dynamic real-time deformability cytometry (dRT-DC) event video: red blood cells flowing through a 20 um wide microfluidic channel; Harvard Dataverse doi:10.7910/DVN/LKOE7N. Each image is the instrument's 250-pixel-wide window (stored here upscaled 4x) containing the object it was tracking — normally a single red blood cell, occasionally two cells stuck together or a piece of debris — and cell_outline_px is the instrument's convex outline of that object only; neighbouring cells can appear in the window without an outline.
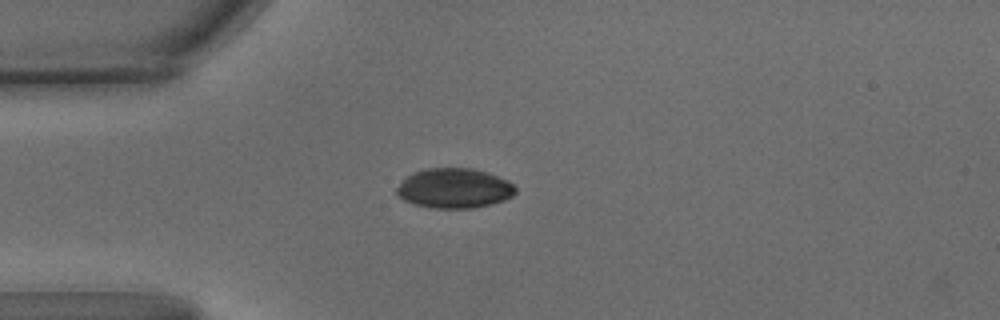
{"species": "common noctule bat (a hibernating species)", "species_latin": "Nyctalus noctula", "temperature_condition": "warm", "stored_images_in_passage": 45, "camera_frame_rate_fps": 3000, "um_per_image_px": 0.085, "animal": {"sex": "male", "body_mass_g": 15.6}, "frame": {"image": 1, "passage_image": 1, "time_ms": 0.0, "image_size_px": [1000, 320], "cell_outline_px": [[516, 192], [512, 196], [504, 200], [472, 208], [436, 208], [416, 204], [404, 200], [396, 192], [396, 188], [412, 172], [424, 168], [472, 168], [488, 172], [508, 180], [516, 188]], "centroid_in_image_um": [38.63, 15.98], "position_along_channel_um": 46.4, "area_um2": 27.4}}
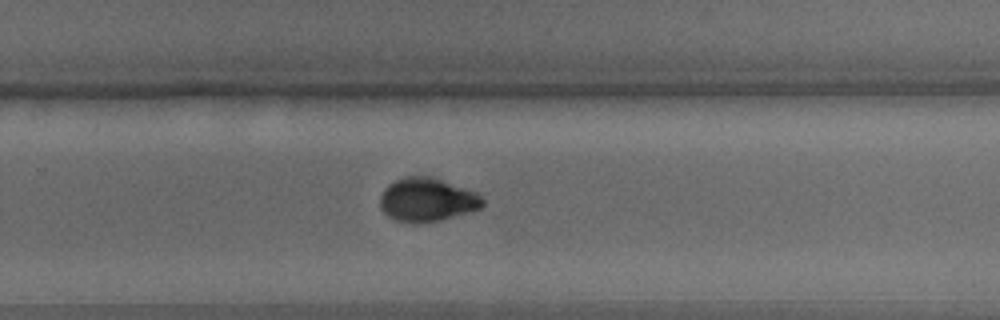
{"frame": {"image": 2, "passage_image": 24, "time_ms": 7.667, "image_size_px": [1000, 320], "cell_outline_px": [[484, 204], [480, 208], [468, 212], [440, 220], [416, 224], [412, 224], [396, 220], [388, 216], [380, 208], [380, 196], [384, 188], [388, 184], [404, 176], [432, 176], [476, 192], [484, 200]], "centroid_in_image_um": [36.27, 16.98], "position_along_channel_um": 293.5, "area_um2": 26.18}}
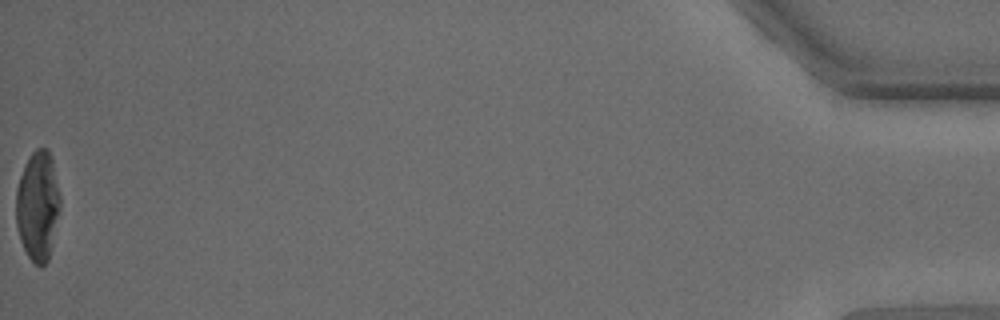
{"frame": {"image": 3, "passage_image": 45, "time_ms": 14.667, "image_size_px": [1000, 320], "cell_outline_px": [[60, 208], [52, 244], [48, 260], [40, 268], [28, 256], [20, 240], [16, 224], [16, 188], [24, 164], [32, 152], [36, 148], [48, 148], [52, 156], [60, 196]], "centroid_in_image_um": [3.21, 17.46], "position_along_channel_um": 432.0, "area_um2": 28.32}, "authors_computed_cell_mechanics": {"area_um2": 27.2238, "velocity_mm_per_s": 3.4123, "shape_relaxation_time_tau1_ms": 5.2713, "shape_relaxation_time_tau2_ms": 1.8126, "deformation_change_tau1": 0.1617, "deformation_change_tau2": 0.0371}}